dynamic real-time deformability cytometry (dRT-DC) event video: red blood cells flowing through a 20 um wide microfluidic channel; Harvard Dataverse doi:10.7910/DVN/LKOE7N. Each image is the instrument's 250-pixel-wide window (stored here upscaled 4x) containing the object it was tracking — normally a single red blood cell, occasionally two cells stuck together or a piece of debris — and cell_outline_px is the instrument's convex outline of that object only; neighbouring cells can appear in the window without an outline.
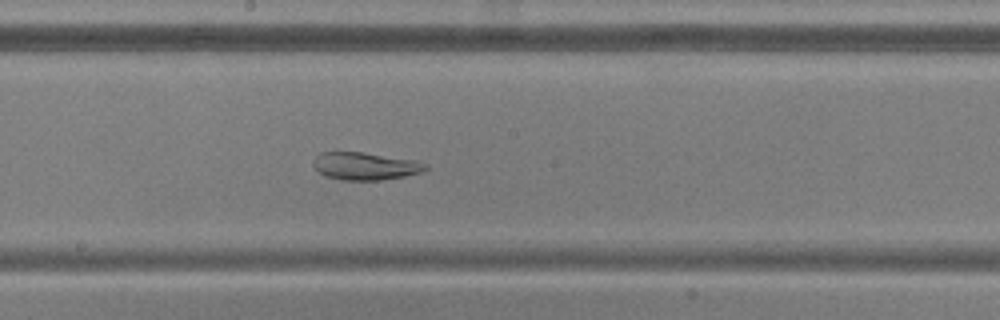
{"species": "common noctule bat (a hibernating species)", "species_latin": "Nyctalus noctula", "temperature_condition": "warm", "stored_images_in_passage": 37, "camera_frame_rate_fps": 3000, "um_per_image_px": 0.085, "animal": {"sex": "male", "body_mass_g": 20.5, "forearm_length_mm": 52.5}, "frame": {"image": 1, "passage_image": 12, "time_ms": 3.667, "image_size_px": [1000, 320], "cell_outline_px": [[428, 168], [420, 172], [404, 176], [380, 180], [340, 180], [324, 176], [312, 164], [312, 160], [320, 152], [364, 152], [420, 160], [428, 164]], "centroid_in_image_um": [31.06, 14.1], "position_along_channel_um": 217.1, "area_um2": 18.32}}
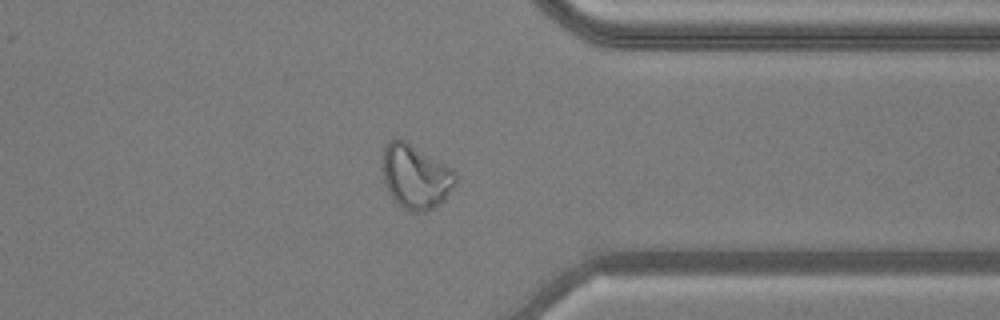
{"frame": {"image": 2, "passage_image": 25, "time_ms": 8.0, "image_size_px": [1000, 320], "cell_outline_px": [[456, 180], [452, 188], [444, 200], [440, 204], [424, 212], [416, 212], [404, 208], [392, 196], [384, 180], [384, 148], [388, 140], [396, 136], [404, 140], [452, 168], [456, 172]], "centroid_in_image_um": [35.35, 14.99], "position_along_channel_um": 376.1, "area_um2": 26.82}}
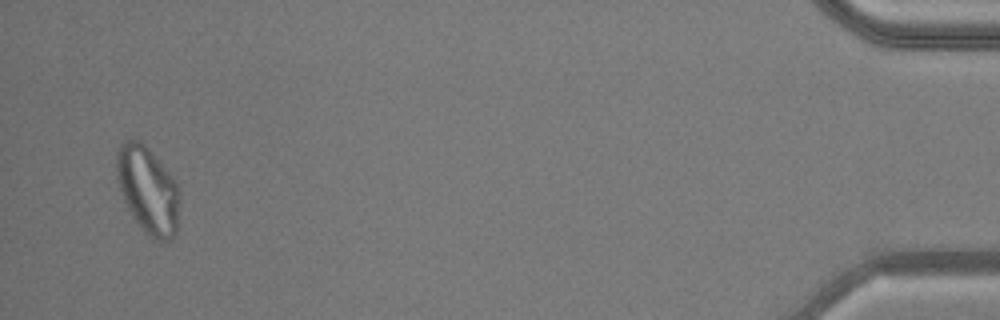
{"frame": {"image": 3, "passage_image": 35, "time_ms": 11.333, "image_size_px": [1000, 320], "cell_outline_px": [[180, 200], [176, 236], [160, 244], [152, 240], [148, 236], [136, 220], [128, 208], [120, 192], [116, 176], [116, 152], [120, 144], [124, 140], [140, 140], [148, 148], [176, 180], [180, 196]], "centroid_in_image_um": [12.58, 16.18], "position_along_channel_um": 422.6, "area_um2": 32.43}}